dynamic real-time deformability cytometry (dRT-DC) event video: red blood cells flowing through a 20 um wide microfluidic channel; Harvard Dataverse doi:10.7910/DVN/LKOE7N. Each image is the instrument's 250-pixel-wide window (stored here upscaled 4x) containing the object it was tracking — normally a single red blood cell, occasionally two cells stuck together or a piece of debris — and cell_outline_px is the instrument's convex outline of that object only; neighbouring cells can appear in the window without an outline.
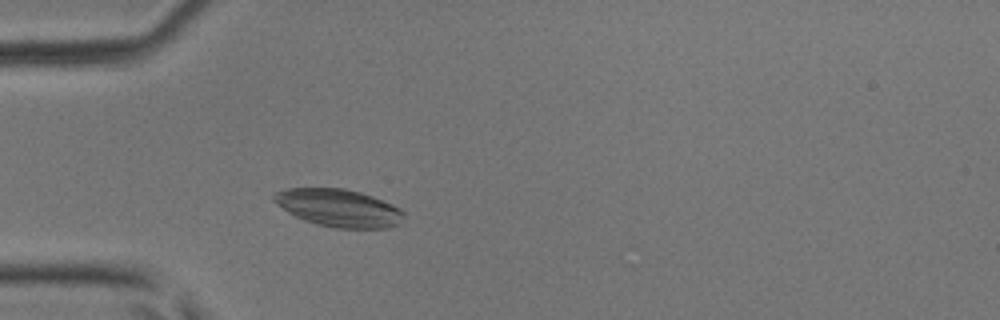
{"species": "common noctule bat (a hibernating species)", "species_latin": "Nyctalus noctula", "temperature_condition": "room temperature", "stored_images_in_passage": 34, "camera_frame_rate_fps": 3000, "um_per_image_px": 0.085, "animal": {"sex": "male", "body_mass_g": 17.9, "forearm_length_mm": 54.2}, "frame": {"image": 1, "passage_image": 5, "time_ms": 1.333, "image_size_px": [1000, 320], "cell_outline_px": [[404, 220], [388, 228], [336, 228], [304, 220], [288, 212], [272, 200], [272, 196], [276, 192], [284, 188], [344, 188], [360, 192], [372, 196], [392, 204], [400, 208], [404, 212]], "centroid_in_image_um": [28.8, 17.66], "position_along_channel_um": 56.2, "area_um2": 28.38}}
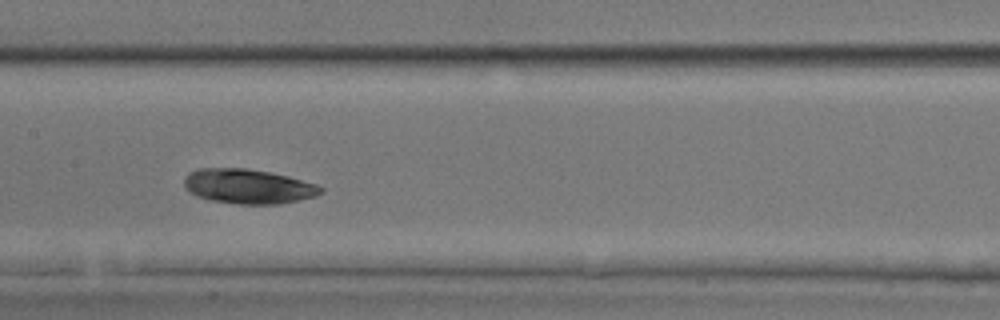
{"frame": {"image": 2, "passage_image": 14, "time_ms": 4.333, "image_size_px": [1000, 320], "cell_outline_px": [[324, 192], [316, 196], [280, 204], [236, 204], [208, 200], [196, 196], [184, 188], [184, 176], [188, 172], [200, 168], [244, 168], [268, 172], [288, 176], [316, 184], [324, 188]], "centroid_in_image_um": [21.07, 15.85], "position_along_channel_um": 186.3, "area_um2": 27.8}}
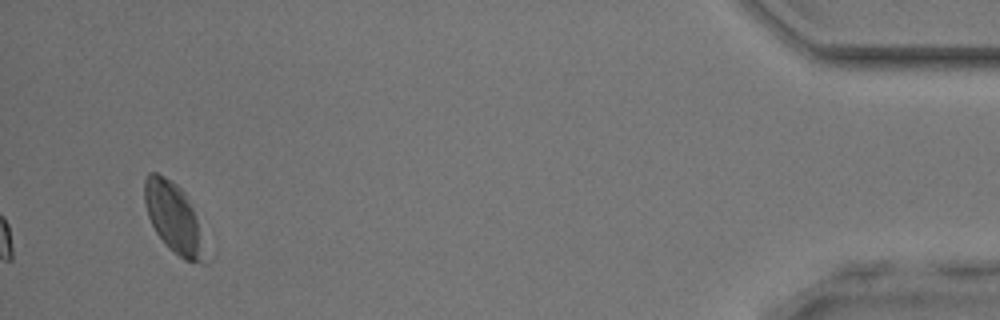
{"frame": {"image": 3, "passage_image": 34, "time_ms": 11.0, "image_size_px": [1000, 320], "cell_outline_px": [[216, 256], [208, 264], [204, 264], [184, 260], [168, 248], [156, 232], [148, 216], [144, 200], [144, 180], [148, 172], [156, 172], [172, 180], [184, 192], [216, 252]], "centroid_in_image_um": [14.98, 18.7], "position_along_channel_um": 420.2, "area_um2": 26.82}}